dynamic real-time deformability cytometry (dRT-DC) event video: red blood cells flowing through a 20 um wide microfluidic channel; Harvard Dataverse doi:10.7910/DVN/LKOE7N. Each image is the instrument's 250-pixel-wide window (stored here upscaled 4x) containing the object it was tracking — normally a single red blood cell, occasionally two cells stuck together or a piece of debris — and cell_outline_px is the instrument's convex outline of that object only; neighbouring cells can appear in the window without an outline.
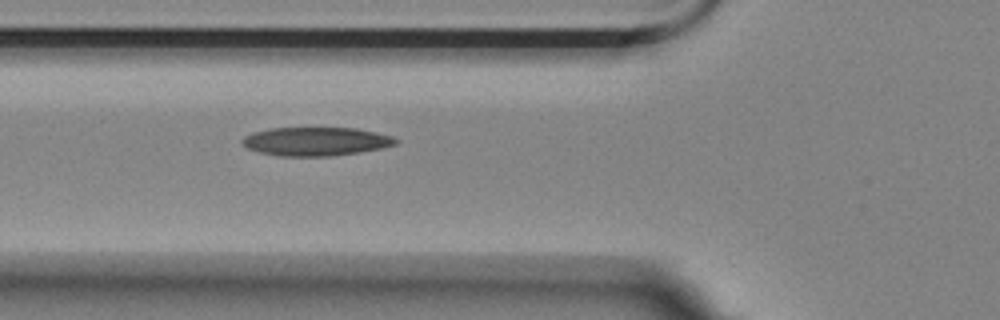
{"species": "Egyptian fruit bat (a non-hibernating species)", "species_latin": "Rousettus aegyptiacus", "temperature_condition": "room temperature", "stored_images_in_passage": 2, "camera_frame_rate_fps": 3000, "um_per_image_px": 0.085, "animal": {"sex": "female"}, "frame": {"image": 1, "passage_image": 2, "time_ms": 1.0, "image_size_px": [1000, 320], "cell_outline_px": [[400, 140], [396, 144], [384, 148], [360, 152], [332, 156], [280, 156], [260, 152], [248, 148], [240, 140], [244, 136], [252, 132], [268, 128], [356, 128], [376, 132], [392, 136]], "centroid_in_image_um": [26.87, 12.02], "position_along_channel_um": 98.9, "area_um2": 25.72}}